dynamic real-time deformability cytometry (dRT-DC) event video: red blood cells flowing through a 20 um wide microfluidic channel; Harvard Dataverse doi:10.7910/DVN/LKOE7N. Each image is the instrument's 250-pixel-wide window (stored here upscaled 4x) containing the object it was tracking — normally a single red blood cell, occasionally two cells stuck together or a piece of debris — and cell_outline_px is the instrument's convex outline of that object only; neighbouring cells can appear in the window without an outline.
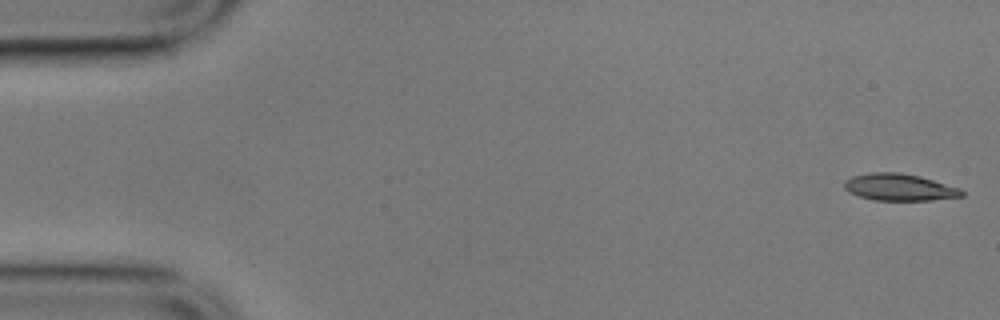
{"species": "common noctule bat (a hibernating species)", "species_latin": "Nyctalus noctula", "temperature_condition": "cold", "stored_images_in_passage": 9, "camera_frame_rate_fps": 3000, "um_per_image_px": 0.085, "animal": {"sex": "male", "body_mass_g": 17.9}, "frame": {"image": 1, "passage_image": 1, "time_ms": 0.0, "image_size_px": [1000, 320], "cell_outline_px": [[964, 196], [932, 200], [872, 200], [848, 192], [844, 188], [844, 180], [852, 176], [868, 172], [900, 172], [920, 176], [960, 188], [964, 192]], "centroid_in_image_um": [76.42, 15.91], "position_along_channel_um": 8.6, "area_um2": 18.55}}